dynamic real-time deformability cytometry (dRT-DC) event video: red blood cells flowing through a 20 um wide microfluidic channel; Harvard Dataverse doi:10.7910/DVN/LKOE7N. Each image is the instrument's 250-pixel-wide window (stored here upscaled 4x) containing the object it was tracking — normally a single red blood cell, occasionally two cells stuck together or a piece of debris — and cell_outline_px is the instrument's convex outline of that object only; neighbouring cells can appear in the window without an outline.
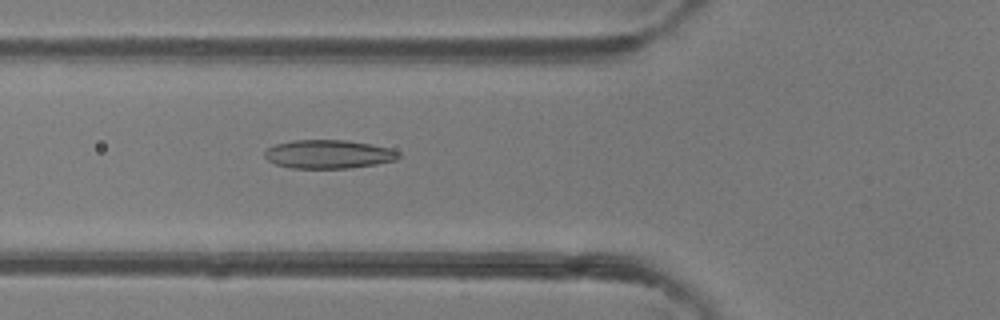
{"species": "common noctule bat (a hibernating species)", "species_latin": "Nyctalus noctula", "temperature_condition": "room temperature", "stored_images_in_passage": 48, "camera_frame_rate_fps": 3000, "um_per_image_px": 0.085, "animal": {"sex": "female"}, "frame": {"image": 1, "passage_image": 18, "time_ms": 5.667, "image_size_px": [1000, 320], "cell_outline_px": [[400, 156], [396, 160], [376, 164], [348, 168], [288, 168], [276, 164], [268, 160], [264, 156], [264, 152], [268, 148], [276, 144], [292, 140], [348, 140], [388, 148], [400, 152]], "centroid_in_image_um": [27.9, 13.11], "position_along_channel_um": 97.9, "area_um2": 22.25}}
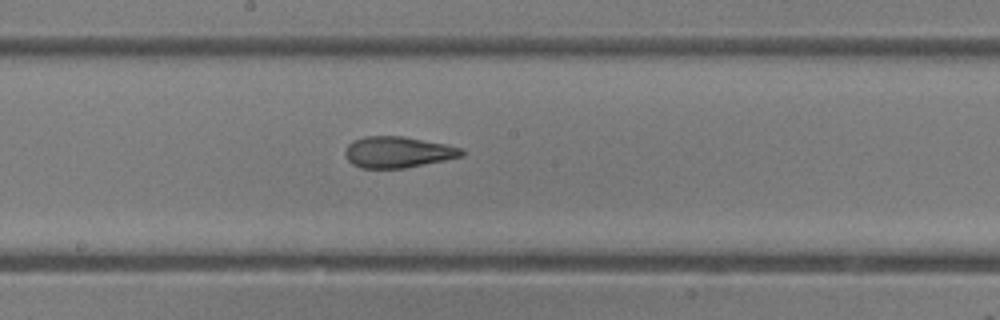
{"frame": {"image": 2, "passage_image": 26, "time_ms": 8.333, "image_size_px": [1000, 320], "cell_outline_px": [[464, 156], [404, 168], [360, 168], [352, 164], [348, 160], [344, 152], [348, 144], [352, 140], [364, 136], [404, 136], [444, 144], [460, 148], [464, 152]], "centroid_in_image_um": [33.77, 12.93], "position_along_channel_um": 214.4, "area_um2": 21.1}}
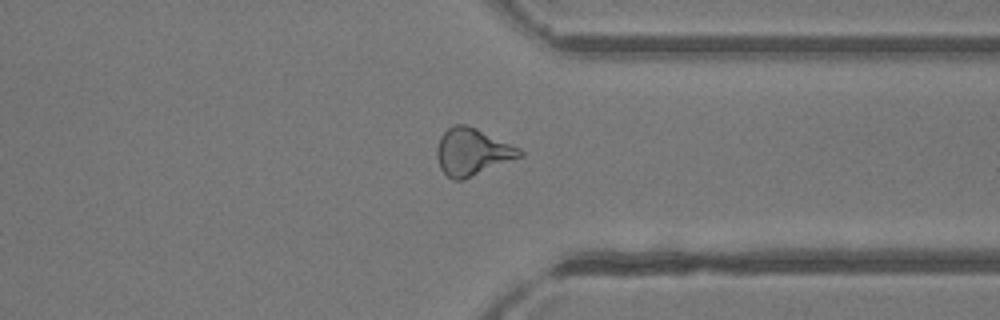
{"frame": {"image": 3, "passage_image": 37, "time_ms": 12.0, "image_size_px": [1000, 320], "cell_outline_px": [[524, 156], [464, 180], [452, 180], [440, 168], [436, 156], [436, 148], [440, 136], [452, 124], [464, 124], [476, 128], [520, 148], [524, 152]], "centroid_in_image_um": [40.14, 12.92], "position_along_channel_um": 371.3, "area_um2": 22.95}, "authors_computed_cell_mechanics": {"area_um2": 22.3975, "velocity_mm_per_s": 4.3454, "shape_relaxation_time_tau1_ms": 9.6354, "shape_relaxation_time_tau2_ms": 1.754, "deformation_change_tau1": 0.2483, "deformation_change_tau2": 0.0932}}